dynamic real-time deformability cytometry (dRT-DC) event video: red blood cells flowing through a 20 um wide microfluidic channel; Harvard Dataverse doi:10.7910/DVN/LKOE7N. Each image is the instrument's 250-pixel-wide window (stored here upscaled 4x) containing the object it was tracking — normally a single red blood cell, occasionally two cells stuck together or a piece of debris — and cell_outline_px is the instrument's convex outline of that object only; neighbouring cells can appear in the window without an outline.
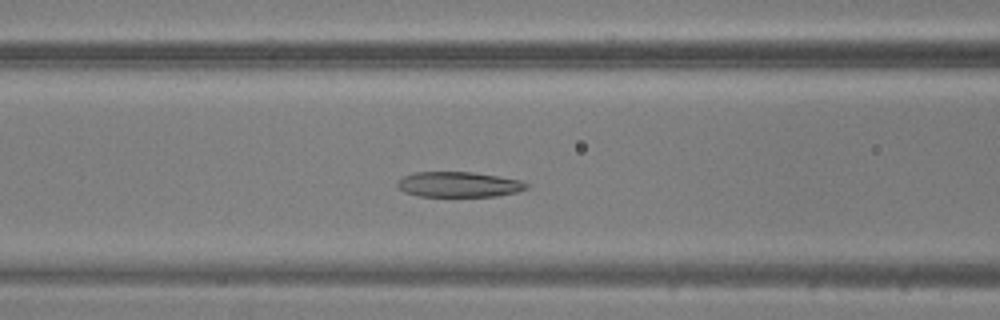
{"species": "common noctule bat (a hibernating species)", "species_latin": "Nyctalus noctula", "temperature_condition": "warm", "stored_images_in_passage": 46, "camera_frame_rate_fps": 3000, "um_per_image_px": 0.085, "animal": {"sex": "male", "body_mass_g": 20.5, "forearm_length_mm": 52.5}, "frame": {"image": 1, "passage_image": 17, "time_ms": 5.333, "image_size_px": [1000, 320], "cell_outline_px": [[532, 184], [528, 188], [516, 192], [496, 196], [420, 196], [404, 192], [396, 184], [396, 180], [404, 176], [416, 172], [472, 172], [520, 180]], "centroid_in_image_um": [39.0, 15.68], "position_along_channel_um": 127.6, "area_um2": 19.02}}
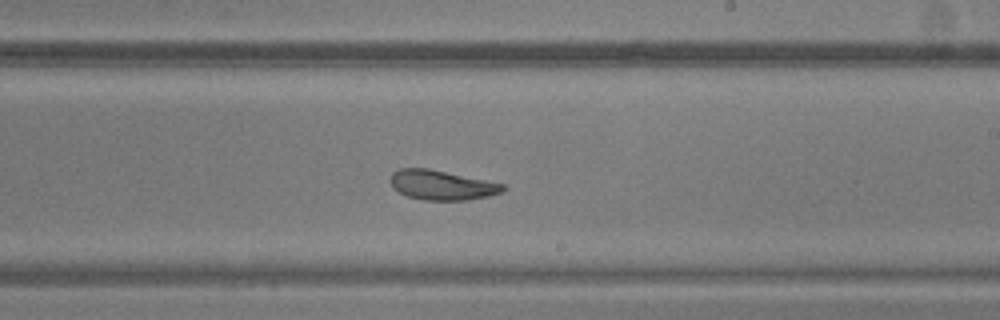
{"frame": {"image": 2, "passage_image": 26, "time_ms": 8.333, "image_size_px": [1000, 320], "cell_outline_px": [[508, 188], [500, 192], [488, 196], [468, 200], [424, 200], [408, 196], [392, 188], [392, 172], [400, 168], [428, 168], [504, 184]], "centroid_in_image_um": [37.56, 15.73], "position_along_channel_um": 251.4, "area_um2": 19.25}}
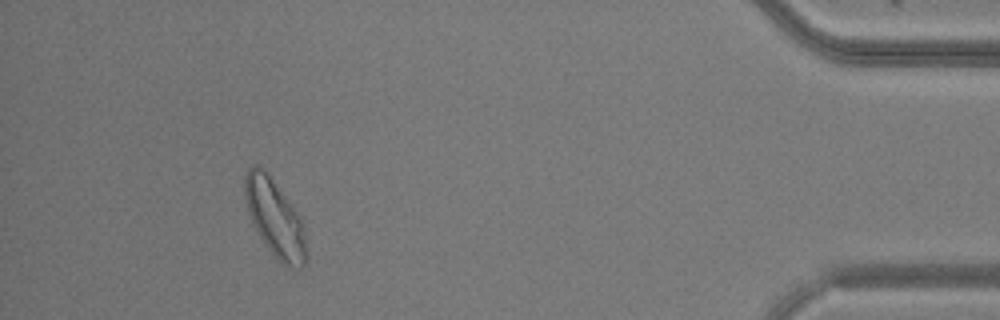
{"frame": {"image": 3, "passage_image": 42, "time_ms": 13.667, "image_size_px": [1000, 320], "cell_outline_px": [[304, 264], [300, 268], [284, 264], [268, 248], [256, 232], [252, 224], [248, 212], [244, 196], [244, 176], [248, 168], [252, 164], [256, 164], [268, 176], [300, 216], [304, 228]], "centroid_in_image_um": [23.3, 18.51], "position_along_channel_um": 411.9, "area_um2": 26.65}}